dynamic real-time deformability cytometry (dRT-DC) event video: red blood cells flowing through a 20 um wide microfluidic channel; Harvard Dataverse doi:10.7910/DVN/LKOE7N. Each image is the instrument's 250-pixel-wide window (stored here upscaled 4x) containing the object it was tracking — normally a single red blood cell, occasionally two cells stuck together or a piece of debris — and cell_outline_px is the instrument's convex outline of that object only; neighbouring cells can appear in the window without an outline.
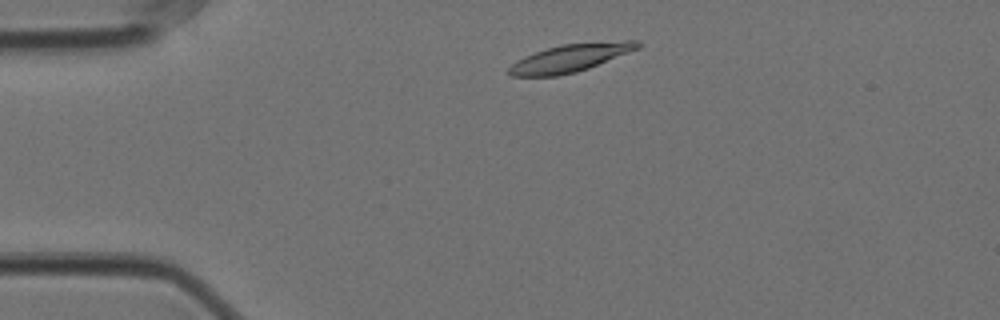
{"species": "Egyptian fruit bat (a non-hibernating species)", "species_latin": "Rousettus aegyptiacus", "temperature_condition": "cold", "stored_images_in_passage": 49, "camera_frame_rate_fps": 3000, "um_per_image_px": 0.085, "animal": {"sex": "female"}, "frame": {"image": 1, "passage_image": 4, "time_ms": 1.0, "image_size_px": [1000, 320], "cell_outline_px": [[644, 44], [640, 48], [588, 68], [576, 72], [556, 76], [508, 76], [504, 72], [516, 60], [524, 56], [548, 48], [564, 44], [624, 40], [640, 40]], "centroid_in_image_um": [48.48, 4.93], "position_along_channel_um": 36.5, "area_um2": 20.92}}
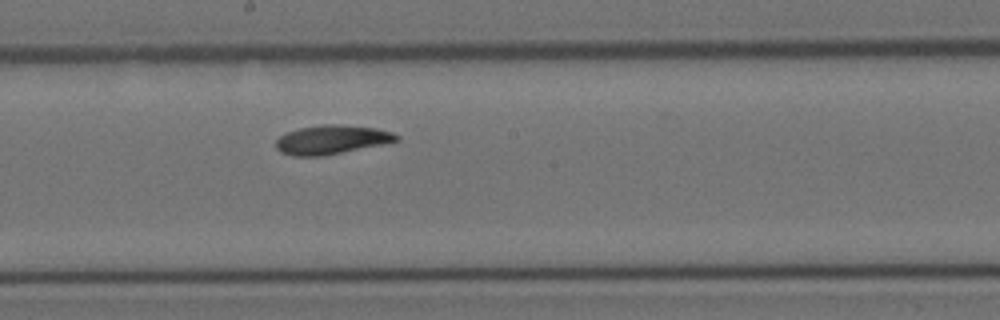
{"frame": {"image": 2, "passage_image": 23, "time_ms": 7.333, "image_size_px": [1000, 320], "cell_outline_px": [[400, 140], [320, 156], [292, 156], [280, 152], [276, 148], [276, 140], [280, 136], [288, 132], [300, 128], [324, 124], [340, 124], [376, 128], [392, 132], [400, 136]], "centroid_in_image_um": [28.16, 11.86], "position_along_channel_um": 220.0, "area_um2": 20.06}}
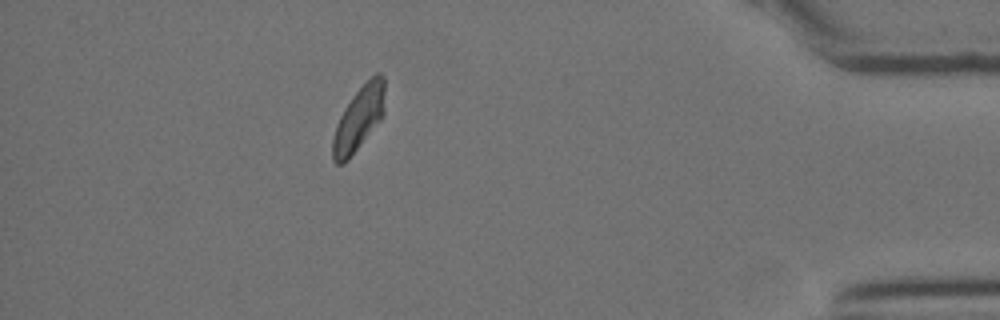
{"frame": {"image": 3, "passage_image": 43, "time_ms": 14.0, "image_size_px": [1000, 320], "cell_outline_px": [[384, 112], [380, 120], [348, 160], [344, 164], [336, 164], [332, 160], [332, 140], [336, 124], [344, 108], [352, 96], [376, 72], [380, 72], [384, 76]], "centroid_in_image_um": [30.48, 10.09], "position_along_channel_um": 404.7, "area_um2": 19.36}, "authors_computed_cell_mechanics": {"area_um2": 20.1722, "velocity_mm_per_s": 3.4851, "shape_relaxation_time_tau1_ms": 4.3737, "shape_relaxation_time_tau2_ms": 5.9924, "deformation_change_tau1": 0.1392, "deformation_change_tau2": 0.0967}}